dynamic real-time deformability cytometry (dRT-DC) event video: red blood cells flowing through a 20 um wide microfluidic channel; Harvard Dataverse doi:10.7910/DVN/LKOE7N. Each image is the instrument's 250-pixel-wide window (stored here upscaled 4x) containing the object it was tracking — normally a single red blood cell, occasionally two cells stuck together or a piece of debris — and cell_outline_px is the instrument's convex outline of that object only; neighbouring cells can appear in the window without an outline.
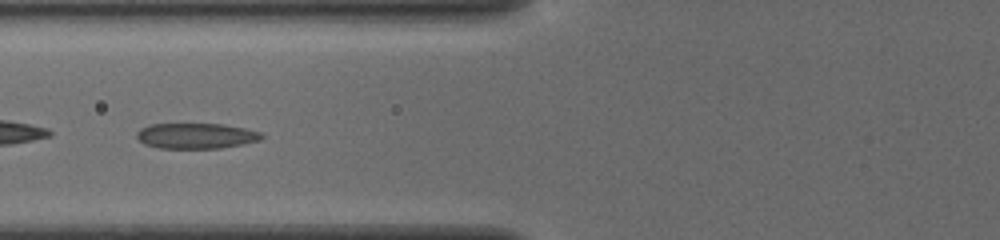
{"species": "common noctule bat (a hibernating species)", "species_latin": "Nyctalus noctula", "temperature_condition": "cold", "stored_images_in_passage": 51, "camera_frame_rate_fps": 3000, "um_per_image_px": 0.085, "animal": {"sex": "female", "body_mass_g": 19.5, "forearm_length_mm": 54.1}, "frame": {"image": 1, "passage_image": 20, "time_ms": 6.333, "image_size_px": [1000, 240], "cell_outline_px": [[264, 136], [260, 140], [244, 144], [220, 148], [160, 148], [144, 144], [136, 136], [136, 132], [140, 128], [148, 124], [224, 124], [244, 128], [260, 132]], "centroid_in_image_um": [16.66, 11.54], "position_along_channel_um": 109.1, "area_um2": 18.61}}
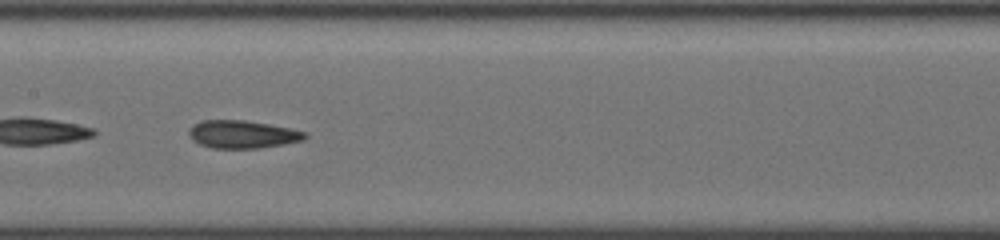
{"frame": {"image": 2, "passage_image": 26, "time_ms": 8.333, "image_size_px": [1000, 240], "cell_outline_px": [[308, 136], [304, 140], [284, 144], [260, 148], [212, 148], [200, 144], [192, 140], [188, 132], [192, 124], [200, 120], [244, 120], [268, 124], [288, 128], [304, 132]], "centroid_in_image_um": [20.57, 11.42], "position_along_channel_um": 186.8, "area_um2": 18.79}}
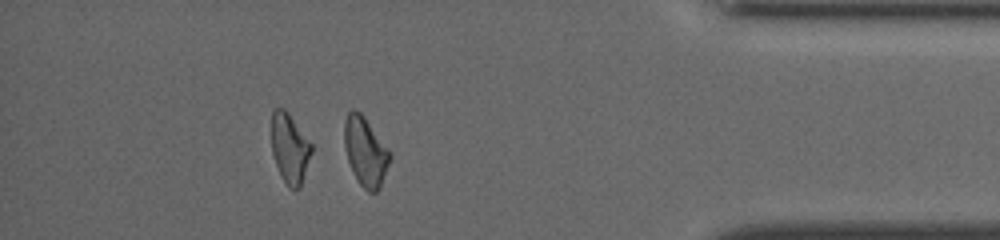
{"frame": {"image": 3, "passage_image": 45, "time_ms": 14.667, "image_size_px": [1000, 240], "cell_outline_px": [[392, 156], [380, 188], [376, 192], [368, 192], [360, 184], [348, 160], [344, 144], [344, 120], [348, 112], [352, 108], [360, 112], [364, 116], [392, 152]], "centroid_in_image_um": [31.08, 12.85], "position_along_channel_um": 404.1, "area_um2": 18.38}, "authors_computed_cell_mechanics": {"area_um2": 18.785, "velocity_mm_per_s": 3.8624, "shape_relaxation_time_tau1_ms": 5.8146, "shape_relaxation_time_tau2_ms": 2.9488, "deformation_change_tau1": 0.1453, "deformation_change_tau2": 0.1052}}